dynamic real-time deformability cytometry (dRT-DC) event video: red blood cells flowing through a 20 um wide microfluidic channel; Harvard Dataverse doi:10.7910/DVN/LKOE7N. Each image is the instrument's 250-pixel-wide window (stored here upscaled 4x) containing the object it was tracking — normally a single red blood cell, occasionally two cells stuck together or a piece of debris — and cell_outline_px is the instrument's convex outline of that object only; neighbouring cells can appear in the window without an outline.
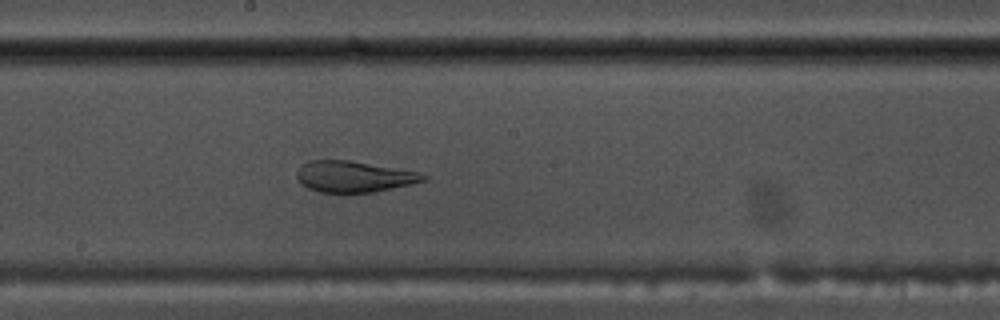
{"species": "common noctule bat (a hibernating species)", "species_latin": "Nyctalus noctula", "temperature_condition": "warm", "stored_images_in_passage": 53, "camera_frame_rate_fps": 3000, "um_per_image_px": 0.085, "animal": {"sex": "male", "body_mass_g": 17.5, "forearm_length_mm": 52.3}, "frame": {"image": 1, "passage_image": 29, "time_ms": 9.333, "image_size_px": [1000, 320], "cell_outline_px": [[428, 180], [412, 184], [372, 192], [320, 192], [308, 188], [300, 184], [296, 176], [296, 172], [300, 164], [308, 160], [348, 160], [420, 172], [428, 176]], "centroid_in_image_um": [30.06, 15.0], "position_along_channel_um": 218.1, "area_um2": 23.06}}
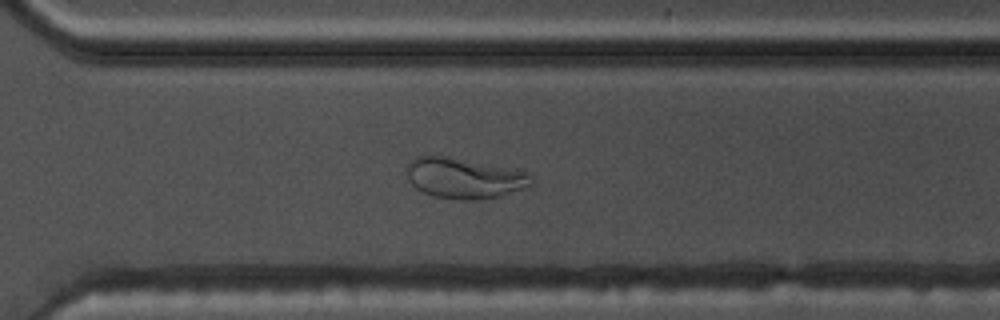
{"frame": {"image": 2, "passage_image": 38, "time_ms": 12.333, "image_size_px": [1000, 320], "cell_outline_px": [[532, 184], [500, 196], [484, 200], [460, 200], [436, 196], [424, 192], [416, 188], [408, 180], [408, 164], [416, 156], [444, 156], [528, 172]], "centroid_in_image_um": [39.43, 15.16], "position_along_channel_um": 331.2, "area_um2": 28.78}}
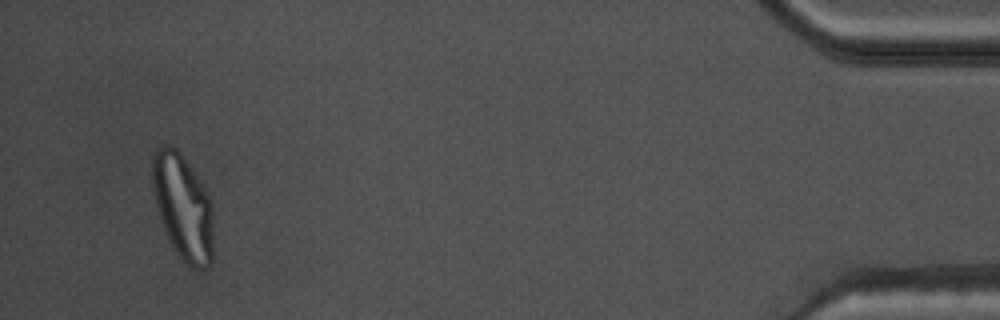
{"frame": {"image": 3, "passage_image": 51, "time_ms": 16.667, "image_size_px": [1000, 320], "cell_outline_px": [[212, 264], [208, 268], [192, 272], [172, 248], [168, 240], [156, 204], [152, 188], [152, 156], [156, 148], [164, 144], [168, 144], [176, 148], [180, 152], [204, 184], [208, 192], [212, 204]], "centroid_in_image_um": [15.56, 17.62], "position_along_channel_um": 419.6, "area_um2": 38.38}}